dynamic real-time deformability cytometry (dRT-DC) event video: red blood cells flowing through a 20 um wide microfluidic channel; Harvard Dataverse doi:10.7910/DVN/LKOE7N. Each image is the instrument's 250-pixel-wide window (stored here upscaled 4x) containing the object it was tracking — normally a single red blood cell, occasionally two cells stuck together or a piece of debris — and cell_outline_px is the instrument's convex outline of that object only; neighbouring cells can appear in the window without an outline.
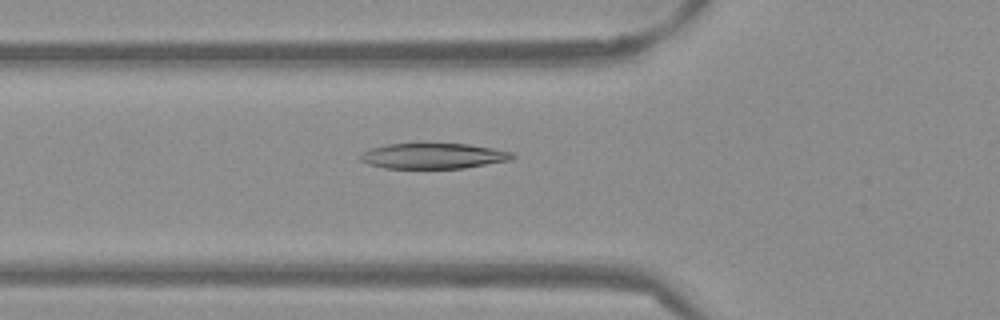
{"species": "Egyptian fruit bat (a non-hibernating species)", "species_latin": "Rousettus aegyptiacus", "temperature_condition": "warm", "stored_images_in_passage": 51, "camera_frame_rate_fps": 3000, "um_per_image_px": 0.085, "frame": {"image": 1, "passage_image": 17, "time_ms": 5.333, "image_size_px": [1000, 320], "cell_outline_px": [[516, 156], [512, 160], [464, 168], [384, 168], [368, 164], [360, 160], [360, 156], [364, 152], [372, 148], [388, 144], [468, 144], [492, 148], [512, 152]], "centroid_in_image_um": [36.87, 13.26], "position_along_channel_um": 88.9, "area_um2": 22.43}}
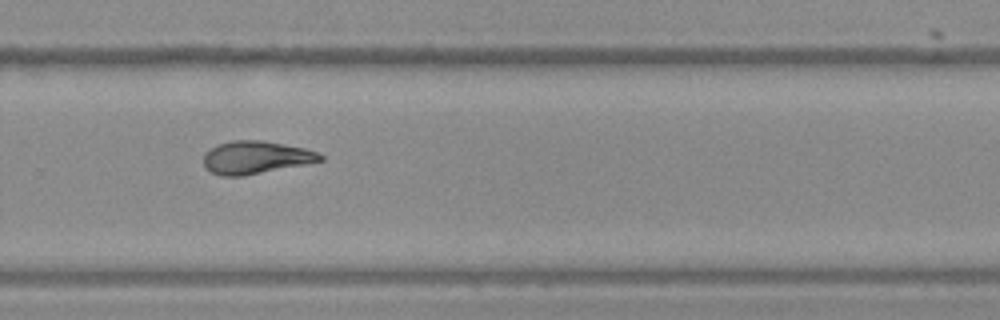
{"frame": {"image": 2, "passage_image": 34, "time_ms": 11.0, "image_size_px": [1000, 320], "cell_outline_px": [[324, 160], [304, 164], [240, 176], [220, 176], [204, 168], [204, 152], [216, 144], [232, 140], [260, 140], [304, 148], [316, 152], [324, 156]], "centroid_in_image_um": [21.68, 13.37], "position_along_channel_um": 308.1, "area_um2": 22.08}}
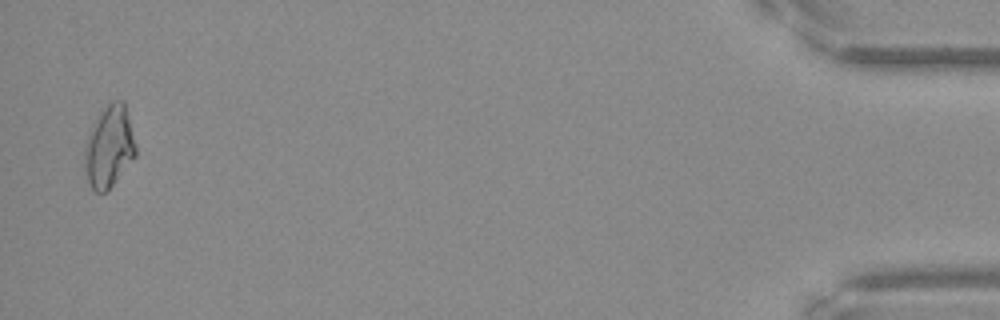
{"frame": {"image": 3, "passage_image": 50, "time_ms": 16.333, "image_size_px": [1000, 320], "cell_outline_px": [[136, 156], [116, 180], [104, 192], [96, 192], [92, 188], [88, 180], [84, 164], [84, 144], [96, 116], [112, 100], [124, 100], [136, 144]], "centroid_in_image_um": [9.27, 12.43], "position_along_channel_um": 425.9, "area_um2": 24.28}, "authors_computed_cell_mechanics": {"area_um2": 22.5998, "velocity_mm_per_s": 3.8527, "shape_relaxation_time_tau1_ms": 7.9539, "shape_relaxation_time_tau2_ms": 3.1532, "deformation_change_tau1": 0.236, "deformation_change_tau2": 0.0937}}